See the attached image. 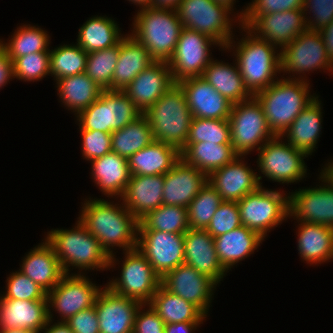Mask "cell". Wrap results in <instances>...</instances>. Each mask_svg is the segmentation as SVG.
I'll list each match as a JSON object with an SVG mask.
<instances>
[{
  "mask_svg": "<svg viewBox=\"0 0 333 333\" xmlns=\"http://www.w3.org/2000/svg\"><path fill=\"white\" fill-rule=\"evenodd\" d=\"M0 333H34V332L21 328H11V329L0 328Z\"/></svg>",
  "mask_w": 333,
  "mask_h": 333,
  "instance_id": "63",
  "label": "cell"
},
{
  "mask_svg": "<svg viewBox=\"0 0 333 333\" xmlns=\"http://www.w3.org/2000/svg\"><path fill=\"white\" fill-rule=\"evenodd\" d=\"M299 225V226H298ZM297 248L307 264L317 265L333 259V227L298 222Z\"/></svg>",
  "mask_w": 333,
  "mask_h": 333,
  "instance_id": "32",
  "label": "cell"
},
{
  "mask_svg": "<svg viewBox=\"0 0 333 333\" xmlns=\"http://www.w3.org/2000/svg\"><path fill=\"white\" fill-rule=\"evenodd\" d=\"M234 62L232 66L228 62L212 59L202 75L205 81L232 104L247 101L253 97L245 87L236 60Z\"/></svg>",
  "mask_w": 333,
  "mask_h": 333,
  "instance_id": "34",
  "label": "cell"
},
{
  "mask_svg": "<svg viewBox=\"0 0 333 333\" xmlns=\"http://www.w3.org/2000/svg\"><path fill=\"white\" fill-rule=\"evenodd\" d=\"M88 53L77 43L63 44L50 50V74L55 81L84 73Z\"/></svg>",
  "mask_w": 333,
  "mask_h": 333,
  "instance_id": "42",
  "label": "cell"
},
{
  "mask_svg": "<svg viewBox=\"0 0 333 333\" xmlns=\"http://www.w3.org/2000/svg\"><path fill=\"white\" fill-rule=\"evenodd\" d=\"M6 291L2 294L5 299L18 300H47V293L22 272H12L6 280Z\"/></svg>",
  "mask_w": 333,
  "mask_h": 333,
  "instance_id": "48",
  "label": "cell"
},
{
  "mask_svg": "<svg viewBox=\"0 0 333 333\" xmlns=\"http://www.w3.org/2000/svg\"><path fill=\"white\" fill-rule=\"evenodd\" d=\"M181 159L180 151L160 141H152L127 159L130 175H164Z\"/></svg>",
  "mask_w": 333,
  "mask_h": 333,
  "instance_id": "33",
  "label": "cell"
},
{
  "mask_svg": "<svg viewBox=\"0 0 333 333\" xmlns=\"http://www.w3.org/2000/svg\"><path fill=\"white\" fill-rule=\"evenodd\" d=\"M319 187L303 188L288 194L289 217L297 222L333 227V187L320 174Z\"/></svg>",
  "mask_w": 333,
  "mask_h": 333,
  "instance_id": "16",
  "label": "cell"
},
{
  "mask_svg": "<svg viewBox=\"0 0 333 333\" xmlns=\"http://www.w3.org/2000/svg\"><path fill=\"white\" fill-rule=\"evenodd\" d=\"M280 53L281 73H290L289 76L292 78L288 77V79L309 81L305 73L309 74V71H317L316 69L320 70V68L331 72L332 59L327 54L319 31L309 29L303 31L294 41L283 47Z\"/></svg>",
  "mask_w": 333,
  "mask_h": 333,
  "instance_id": "11",
  "label": "cell"
},
{
  "mask_svg": "<svg viewBox=\"0 0 333 333\" xmlns=\"http://www.w3.org/2000/svg\"><path fill=\"white\" fill-rule=\"evenodd\" d=\"M260 186L237 202L243 226L265 239L274 227L289 218L288 195Z\"/></svg>",
  "mask_w": 333,
  "mask_h": 333,
  "instance_id": "9",
  "label": "cell"
},
{
  "mask_svg": "<svg viewBox=\"0 0 333 333\" xmlns=\"http://www.w3.org/2000/svg\"><path fill=\"white\" fill-rule=\"evenodd\" d=\"M144 114L155 141L170 144L179 151L185 147L193 116L184 91L177 83Z\"/></svg>",
  "mask_w": 333,
  "mask_h": 333,
  "instance_id": "6",
  "label": "cell"
},
{
  "mask_svg": "<svg viewBox=\"0 0 333 333\" xmlns=\"http://www.w3.org/2000/svg\"><path fill=\"white\" fill-rule=\"evenodd\" d=\"M212 45L220 47L209 36L183 27L174 53L168 61L174 82L178 83L189 77H202L213 59L212 52L210 53Z\"/></svg>",
  "mask_w": 333,
  "mask_h": 333,
  "instance_id": "13",
  "label": "cell"
},
{
  "mask_svg": "<svg viewBox=\"0 0 333 333\" xmlns=\"http://www.w3.org/2000/svg\"><path fill=\"white\" fill-rule=\"evenodd\" d=\"M50 36L47 31L35 25L23 24L17 27L11 39L5 43L0 39V46L5 50L8 57L14 61L31 53L46 52L49 49Z\"/></svg>",
  "mask_w": 333,
  "mask_h": 333,
  "instance_id": "40",
  "label": "cell"
},
{
  "mask_svg": "<svg viewBox=\"0 0 333 333\" xmlns=\"http://www.w3.org/2000/svg\"><path fill=\"white\" fill-rule=\"evenodd\" d=\"M130 35L142 44L155 61H169L183 28L176 10L144 8L133 17Z\"/></svg>",
  "mask_w": 333,
  "mask_h": 333,
  "instance_id": "5",
  "label": "cell"
},
{
  "mask_svg": "<svg viewBox=\"0 0 333 333\" xmlns=\"http://www.w3.org/2000/svg\"><path fill=\"white\" fill-rule=\"evenodd\" d=\"M90 162L92 179L100 191L107 197L121 198L131 176L127 159L111 151Z\"/></svg>",
  "mask_w": 333,
  "mask_h": 333,
  "instance_id": "30",
  "label": "cell"
},
{
  "mask_svg": "<svg viewBox=\"0 0 333 333\" xmlns=\"http://www.w3.org/2000/svg\"><path fill=\"white\" fill-rule=\"evenodd\" d=\"M13 75L24 82L40 81L50 75V50L16 58L13 61Z\"/></svg>",
  "mask_w": 333,
  "mask_h": 333,
  "instance_id": "47",
  "label": "cell"
},
{
  "mask_svg": "<svg viewBox=\"0 0 333 333\" xmlns=\"http://www.w3.org/2000/svg\"><path fill=\"white\" fill-rule=\"evenodd\" d=\"M163 187L164 175H131L120 201L139 220L163 204Z\"/></svg>",
  "mask_w": 333,
  "mask_h": 333,
  "instance_id": "26",
  "label": "cell"
},
{
  "mask_svg": "<svg viewBox=\"0 0 333 333\" xmlns=\"http://www.w3.org/2000/svg\"><path fill=\"white\" fill-rule=\"evenodd\" d=\"M82 155L87 161L100 158L112 151L111 133L98 130H80Z\"/></svg>",
  "mask_w": 333,
  "mask_h": 333,
  "instance_id": "52",
  "label": "cell"
},
{
  "mask_svg": "<svg viewBox=\"0 0 333 333\" xmlns=\"http://www.w3.org/2000/svg\"><path fill=\"white\" fill-rule=\"evenodd\" d=\"M141 304L105 286L95 301L100 333H132L135 315Z\"/></svg>",
  "mask_w": 333,
  "mask_h": 333,
  "instance_id": "18",
  "label": "cell"
},
{
  "mask_svg": "<svg viewBox=\"0 0 333 333\" xmlns=\"http://www.w3.org/2000/svg\"><path fill=\"white\" fill-rule=\"evenodd\" d=\"M302 10L309 30L319 31L333 21V0H303Z\"/></svg>",
  "mask_w": 333,
  "mask_h": 333,
  "instance_id": "53",
  "label": "cell"
},
{
  "mask_svg": "<svg viewBox=\"0 0 333 333\" xmlns=\"http://www.w3.org/2000/svg\"><path fill=\"white\" fill-rule=\"evenodd\" d=\"M48 317H49V320H48L46 326L43 329H41L40 333L41 332H43V333H73L72 330L69 328V326L65 322H60L59 320H57V323L56 322L53 323L54 319H52L53 313L51 312V309L48 310Z\"/></svg>",
  "mask_w": 333,
  "mask_h": 333,
  "instance_id": "58",
  "label": "cell"
},
{
  "mask_svg": "<svg viewBox=\"0 0 333 333\" xmlns=\"http://www.w3.org/2000/svg\"><path fill=\"white\" fill-rule=\"evenodd\" d=\"M203 322H180L165 324L164 333H193Z\"/></svg>",
  "mask_w": 333,
  "mask_h": 333,
  "instance_id": "57",
  "label": "cell"
},
{
  "mask_svg": "<svg viewBox=\"0 0 333 333\" xmlns=\"http://www.w3.org/2000/svg\"><path fill=\"white\" fill-rule=\"evenodd\" d=\"M184 91L191 115L206 119H229L232 103L202 77H189L177 83Z\"/></svg>",
  "mask_w": 333,
  "mask_h": 333,
  "instance_id": "22",
  "label": "cell"
},
{
  "mask_svg": "<svg viewBox=\"0 0 333 333\" xmlns=\"http://www.w3.org/2000/svg\"><path fill=\"white\" fill-rule=\"evenodd\" d=\"M164 329L165 323L151 305L141 304L135 315L132 333H164Z\"/></svg>",
  "mask_w": 333,
  "mask_h": 333,
  "instance_id": "54",
  "label": "cell"
},
{
  "mask_svg": "<svg viewBox=\"0 0 333 333\" xmlns=\"http://www.w3.org/2000/svg\"><path fill=\"white\" fill-rule=\"evenodd\" d=\"M263 241L257 232L243 225L214 238L218 259L227 271L254 253Z\"/></svg>",
  "mask_w": 333,
  "mask_h": 333,
  "instance_id": "31",
  "label": "cell"
},
{
  "mask_svg": "<svg viewBox=\"0 0 333 333\" xmlns=\"http://www.w3.org/2000/svg\"><path fill=\"white\" fill-rule=\"evenodd\" d=\"M241 225L237 202L223 201L205 230L215 238Z\"/></svg>",
  "mask_w": 333,
  "mask_h": 333,
  "instance_id": "51",
  "label": "cell"
},
{
  "mask_svg": "<svg viewBox=\"0 0 333 333\" xmlns=\"http://www.w3.org/2000/svg\"><path fill=\"white\" fill-rule=\"evenodd\" d=\"M165 324L203 322L207 317L196 305L174 295L162 285L149 302Z\"/></svg>",
  "mask_w": 333,
  "mask_h": 333,
  "instance_id": "38",
  "label": "cell"
},
{
  "mask_svg": "<svg viewBox=\"0 0 333 333\" xmlns=\"http://www.w3.org/2000/svg\"><path fill=\"white\" fill-rule=\"evenodd\" d=\"M247 28L279 50L308 29L302 9L261 14Z\"/></svg>",
  "mask_w": 333,
  "mask_h": 333,
  "instance_id": "19",
  "label": "cell"
},
{
  "mask_svg": "<svg viewBox=\"0 0 333 333\" xmlns=\"http://www.w3.org/2000/svg\"><path fill=\"white\" fill-rule=\"evenodd\" d=\"M181 159L194 166L207 176L230 163L238 155L231 144H216L212 142L186 143L180 151Z\"/></svg>",
  "mask_w": 333,
  "mask_h": 333,
  "instance_id": "35",
  "label": "cell"
},
{
  "mask_svg": "<svg viewBox=\"0 0 333 333\" xmlns=\"http://www.w3.org/2000/svg\"><path fill=\"white\" fill-rule=\"evenodd\" d=\"M331 74H333V59H332V69H331Z\"/></svg>",
  "mask_w": 333,
  "mask_h": 333,
  "instance_id": "65",
  "label": "cell"
},
{
  "mask_svg": "<svg viewBox=\"0 0 333 333\" xmlns=\"http://www.w3.org/2000/svg\"><path fill=\"white\" fill-rule=\"evenodd\" d=\"M14 80L13 61L8 57L5 50L0 46V89Z\"/></svg>",
  "mask_w": 333,
  "mask_h": 333,
  "instance_id": "56",
  "label": "cell"
},
{
  "mask_svg": "<svg viewBox=\"0 0 333 333\" xmlns=\"http://www.w3.org/2000/svg\"><path fill=\"white\" fill-rule=\"evenodd\" d=\"M320 176L325 179L333 187V161L330 160L323 169H321Z\"/></svg>",
  "mask_w": 333,
  "mask_h": 333,
  "instance_id": "61",
  "label": "cell"
},
{
  "mask_svg": "<svg viewBox=\"0 0 333 333\" xmlns=\"http://www.w3.org/2000/svg\"><path fill=\"white\" fill-rule=\"evenodd\" d=\"M281 136H275L267 141L258 151L257 166L259 181L267 177L270 181L278 183L300 182L307 175V166L304 159L308 157L302 151L294 148Z\"/></svg>",
  "mask_w": 333,
  "mask_h": 333,
  "instance_id": "10",
  "label": "cell"
},
{
  "mask_svg": "<svg viewBox=\"0 0 333 333\" xmlns=\"http://www.w3.org/2000/svg\"><path fill=\"white\" fill-rule=\"evenodd\" d=\"M48 320L47 300L5 299L0 295V328L40 333Z\"/></svg>",
  "mask_w": 333,
  "mask_h": 333,
  "instance_id": "25",
  "label": "cell"
},
{
  "mask_svg": "<svg viewBox=\"0 0 333 333\" xmlns=\"http://www.w3.org/2000/svg\"><path fill=\"white\" fill-rule=\"evenodd\" d=\"M231 144L229 119L193 117L186 143Z\"/></svg>",
  "mask_w": 333,
  "mask_h": 333,
  "instance_id": "45",
  "label": "cell"
},
{
  "mask_svg": "<svg viewBox=\"0 0 333 333\" xmlns=\"http://www.w3.org/2000/svg\"><path fill=\"white\" fill-rule=\"evenodd\" d=\"M214 1L225 4L234 11L233 5L235 4L236 0H214Z\"/></svg>",
  "mask_w": 333,
  "mask_h": 333,
  "instance_id": "64",
  "label": "cell"
},
{
  "mask_svg": "<svg viewBox=\"0 0 333 333\" xmlns=\"http://www.w3.org/2000/svg\"><path fill=\"white\" fill-rule=\"evenodd\" d=\"M60 101L75 117L96 101L103 91L85 72L56 80Z\"/></svg>",
  "mask_w": 333,
  "mask_h": 333,
  "instance_id": "36",
  "label": "cell"
},
{
  "mask_svg": "<svg viewBox=\"0 0 333 333\" xmlns=\"http://www.w3.org/2000/svg\"><path fill=\"white\" fill-rule=\"evenodd\" d=\"M118 25L110 17L93 16L79 28L77 44L87 53L112 47L125 36Z\"/></svg>",
  "mask_w": 333,
  "mask_h": 333,
  "instance_id": "37",
  "label": "cell"
},
{
  "mask_svg": "<svg viewBox=\"0 0 333 333\" xmlns=\"http://www.w3.org/2000/svg\"><path fill=\"white\" fill-rule=\"evenodd\" d=\"M22 260L19 271L37 283L46 293L65 275L53 247L46 239L31 249Z\"/></svg>",
  "mask_w": 333,
  "mask_h": 333,
  "instance_id": "27",
  "label": "cell"
},
{
  "mask_svg": "<svg viewBox=\"0 0 333 333\" xmlns=\"http://www.w3.org/2000/svg\"><path fill=\"white\" fill-rule=\"evenodd\" d=\"M107 107L109 133L123 128L142 114L123 91L107 90Z\"/></svg>",
  "mask_w": 333,
  "mask_h": 333,
  "instance_id": "46",
  "label": "cell"
},
{
  "mask_svg": "<svg viewBox=\"0 0 333 333\" xmlns=\"http://www.w3.org/2000/svg\"><path fill=\"white\" fill-rule=\"evenodd\" d=\"M317 96L294 119L293 123L285 130L281 137L294 148L302 151L307 156L315 151L316 144L322 129V105Z\"/></svg>",
  "mask_w": 333,
  "mask_h": 333,
  "instance_id": "29",
  "label": "cell"
},
{
  "mask_svg": "<svg viewBox=\"0 0 333 333\" xmlns=\"http://www.w3.org/2000/svg\"><path fill=\"white\" fill-rule=\"evenodd\" d=\"M176 11L184 28L209 36L221 49H225L235 36L233 20L241 26L240 17L233 19L230 16L232 9L214 0H182Z\"/></svg>",
  "mask_w": 333,
  "mask_h": 333,
  "instance_id": "7",
  "label": "cell"
},
{
  "mask_svg": "<svg viewBox=\"0 0 333 333\" xmlns=\"http://www.w3.org/2000/svg\"><path fill=\"white\" fill-rule=\"evenodd\" d=\"M81 206L77 219L99 240L109 255V269L119 261L115 258L113 247L122 248L123 251L137 248L139 220L126 209L123 202L119 205L110 200L89 198Z\"/></svg>",
  "mask_w": 333,
  "mask_h": 333,
  "instance_id": "1",
  "label": "cell"
},
{
  "mask_svg": "<svg viewBox=\"0 0 333 333\" xmlns=\"http://www.w3.org/2000/svg\"><path fill=\"white\" fill-rule=\"evenodd\" d=\"M79 130H98L109 133L107 90L99 98L76 116Z\"/></svg>",
  "mask_w": 333,
  "mask_h": 333,
  "instance_id": "50",
  "label": "cell"
},
{
  "mask_svg": "<svg viewBox=\"0 0 333 333\" xmlns=\"http://www.w3.org/2000/svg\"><path fill=\"white\" fill-rule=\"evenodd\" d=\"M161 285L170 293L196 305L207 316L218 284L195 268L181 264L161 279Z\"/></svg>",
  "mask_w": 333,
  "mask_h": 333,
  "instance_id": "17",
  "label": "cell"
},
{
  "mask_svg": "<svg viewBox=\"0 0 333 333\" xmlns=\"http://www.w3.org/2000/svg\"><path fill=\"white\" fill-rule=\"evenodd\" d=\"M137 249L161 279L184 264V234L138 230Z\"/></svg>",
  "mask_w": 333,
  "mask_h": 333,
  "instance_id": "15",
  "label": "cell"
},
{
  "mask_svg": "<svg viewBox=\"0 0 333 333\" xmlns=\"http://www.w3.org/2000/svg\"><path fill=\"white\" fill-rule=\"evenodd\" d=\"M45 237L65 274H70V266L79 269L81 272L75 274L81 275L84 270H109V255L79 220L72 229H51Z\"/></svg>",
  "mask_w": 333,
  "mask_h": 333,
  "instance_id": "3",
  "label": "cell"
},
{
  "mask_svg": "<svg viewBox=\"0 0 333 333\" xmlns=\"http://www.w3.org/2000/svg\"><path fill=\"white\" fill-rule=\"evenodd\" d=\"M154 141L149 121L144 113L123 128L111 133L112 152L128 159Z\"/></svg>",
  "mask_w": 333,
  "mask_h": 333,
  "instance_id": "39",
  "label": "cell"
},
{
  "mask_svg": "<svg viewBox=\"0 0 333 333\" xmlns=\"http://www.w3.org/2000/svg\"><path fill=\"white\" fill-rule=\"evenodd\" d=\"M244 158L238 155L208 176V182L218 191L223 201L238 202L262 186L258 174L246 165L247 162L244 163Z\"/></svg>",
  "mask_w": 333,
  "mask_h": 333,
  "instance_id": "20",
  "label": "cell"
},
{
  "mask_svg": "<svg viewBox=\"0 0 333 333\" xmlns=\"http://www.w3.org/2000/svg\"><path fill=\"white\" fill-rule=\"evenodd\" d=\"M65 323L73 333H100L95 305L79 311Z\"/></svg>",
  "mask_w": 333,
  "mask_h": 333,
  "instance_id": "55",
  "label": "cell"
},
{
  "mask_svg": "<svg viewBox=\"0 0 333 333\" xmlns=\"http://www.w3.org/2000/svg\"><path fill=\"white\" fill-rule=\"evenodd\" d=\"M187 208L161 205L139 219L138 230H158L185 234L189 230Z\"/></svg>",
  "mask_w": 333,
  "mask_h": 333,
  "instance_id": "41",
  "label": "cell"
},
{
  "mask_svg": "<svg viewBox=\"0 0 333 333\" xmlns=\"http://www.w3.org/2000/svg\"><path fill=\"white\" fill-rule=\"evenodd\" d=\"M222 202L218 191L207 182L187 206L189 227L206 229Z\"/></svg>",
  "mask_w": 333,
  "mask_h": 333,
  "instance_id": "44",
  "label": "cell"
},
{
  "mask_svg": "<svg viewBox=\"0 0 333 333\" xmlns=\"http://www.w3.org/2000/svg\"><path fill=\"white\" fill-rule=\"evenodd\" d=\"M281 78L254 95L275 136H281L302 110L317 97L315 93H310L309 81Z\"/></svg>",
  "mask_w": 333,
  "mask_h": 333,
  "instance_id": "4",
  "label": "cell"
},
{
  "mask_svg": "<svg viewBox=\"0 0 333 333\" xmlns=\"http://www.w3.org/2000/svg\"><path fill=\"white\" fill-rule=\"evenodd\" d=\"M230 140L234 152L245 156L255 148L258 151L275 135L270 130L263 108L253 96L247 101L232 104Z\"/></svg>",
  "mask_w": 333,
  "mask_h": 333,
  "instance_id": "8",
  "label": "cell"
},
{
  "mask_svg": "<svg viewBox=\"0 0 333 333\" xmlns=\"http://www.w3.org/2000/svg\"><path fill=\"white\" fill-rule=\"evenodd\" d=\"M239 28L246 32L244 37L237 42L233 37L222 50L234 51L245 87L254 96L278 79V73L281 74V53L278 47L256 36L247 27L241 25Z\"/></svg>",
  "mask_w": 333,
  "mask_h": 333,
  "instance_id": "2",
  "label": "cell"
},
{
  "mask_svg": "<svg viewBox=\"0 0 333 333\" xmlns=\"http://www.w3.org/2000/svg\"><path fill=\"white\" fill-rule=\"evenodd\" d=\"M319 33L322 36L327 54L331 59H333V21H331L324 28L320 29Z\"/></svg>",
  "mask_w": 333,
  "mask_h": 333,
  "instance_id": "59",
  "label": "cell"
},
{
  "mask_svg": "<svg viewBox=\"0 0 333 333\" xmlns=\"http://www.w3.org/2000/svg\"><path fill=\"white\" fill-rule=\"evenodd\" d=\"M155 60L149 51L130 34L120 40V53L112 76V91H123L143 70Z\"/></svg>",
  "mask_w": 333,
  "mask_h": 333,
  "instance_id": "28",
  "label": "cell"
},
{
  "mask_svg": "<svg viewBox=\"0 0 333 333\" xmlns=\"http://www.w3.org/2000/svg\"><path fill=\"white\" fill-rule=\"evenodd\" d=\"M176 83L167 61H155L123 90L135 106L145 113Z\"/></svg>",
  "mask_w": 333,
  "mask_h": 333,
  "instance_id": "21",
  "label": "cell"
},
{
  "mask_svg": "<svg viewBox=\"0 0 333 333\" xmlns=\"http://www.w3.org/2000/svg\"><path fill=\"white\" fill-rule=\"evenodd\" d=\"M208 182V176L180 159L164 174L163 205L187 208Z\"/></svg>",
  "mask_w": 333,
  "mask_h": 333,
  "instance_id": "24",
  "label": "cell"
},
{
  "mask_svg": "<svg viewBox=\"0 0 333 333\" xmlns=\"http://www.w3.org/2000/svg\"><path fill=\"white\" fill-rule=\"evenodd\" d=\"M184 264L207 275L218 285L227 271L220 263L214 238L205 229H193L184 234Z\"/></svg>",
  "mask_w": 333,
  "mask_h": 333,
  "instance_id": "23",
  "label": "cell"
},
{
  "mask_svg": "<svg viewBox=\"0 0 333 333\" xmlns=\"http://www.w3.org/2000/svg\"><path fill=\"white\" fill-rule=\"evenodd\" d=\"M120 53V41L109 48L88 53L85 73L103 91H112V76Z\"/></svg>",
  "mask_w": 333,
  "mask_h": 333,
  "instance_id": "43",
  "label": "cell"
},
{
  "mask_svg": "<svg viewBox=\"0 0 333 333\" xmlns=\"http://www.w3.org/2000/svg\"><path fill=\"white\" fill-rule=\"evenodd\" d=\"M123 253L125 259L121 263L120 277L113 278L105 286L120 296L147 304L161 285V278L137 248Z\"/></svg>",
  "mask_w": 333,
  "mask_h": 333,
  "instance_id": "12",
  "label": "cell"
},
{
  "mask_svg": "<svg viewBox=\"0 0 333 333\" xmlns=\"http://www.w3.org/2000/svg\"><path fill=\"white\" fill-rule=\"evenodd\" d=\"M139 6V9L150 8L152 7L153 0H128Z\"/></svg>",
  "mask_w": 333,
  "mask_h": 333,
  "instance_id": "62",
  "label": "cell"
},
{
  "mask_svg": "<svg viewBox=\"0 0 333 333\" xmlns=\"http://www.w3.org/2000/svg\"><path fill=\"white\" fill-rule=\"evenodd\" d=\"M102 286H96L84 274H65L60 282L47 293L48 310L52 307L60 315V322L95 305Z\"/></svg>",
  "mask_w": 333,
  "mask_h": 333,
  "instance_id": "14",
  "label": "cell"
},
{
  "mask_svg": "<svg viewBox=\"0 0 333 333\" xmlns=\"http://www.w3.org/2000/svg\"><path fill=\"white\" fill-rule=\"evenodd\" d=\"M182 0H153L152 7L176 10Z\"/></svg>",
  "mask_w": 333,
  "mask_h": 333,
  "instance_id": "60",
  "label": "cell"
},
{
  "mask_svg": "<svg viewBox=\"0 0 333 333\" xmlns=\"http://www.w3.org/2000/svg\"><path fill=\"white\" fill-rule=\"evenodd\" d=\"M248 5L237 12L244 27H248L261 14L302 9L303 0H252Z\"/></svg>",
  "mask_w": 333,
  "mask_h": 333,
  "instance_id": "49",
  "label": "cell"
}]
</instances>
